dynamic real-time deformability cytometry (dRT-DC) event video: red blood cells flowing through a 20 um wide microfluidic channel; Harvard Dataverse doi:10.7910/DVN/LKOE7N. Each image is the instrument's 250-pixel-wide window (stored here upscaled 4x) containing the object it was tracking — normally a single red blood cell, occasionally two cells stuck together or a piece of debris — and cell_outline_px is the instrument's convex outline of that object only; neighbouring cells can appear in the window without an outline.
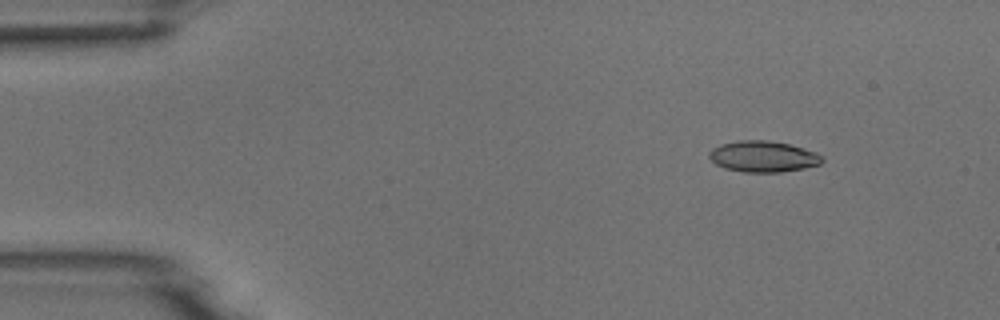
{"species": "common noctule bat (a hibernating species)", "species_latin": "Nyctalus noctula", "temperature_condition": "room temperature", "stored_images_in_passage": 5, "camera_frame_rate_fps": 3000, "um_per_image_px": 0.085, "animal": {"sex": "male", "body_mass_g": 18.8}, "frame": {"image": 1, "passage_image": 2, "time_ms": 2.0, "image_size_px": [1000, 320], "cell_outline_px": [[824, 160], [820, 164], [804, 168], [780, 172], [744, 172], [724, 168], [716, 164], [708, 156], [708, 152], [712, 148], [720, 144], [740, 140], [768, 140], [788, 144], [816, 152], [824, 156]], "centroid_in_image_um": [64.86, 13.3], "position_along_channel_um": 20.1, "area_um2": 20.52}}
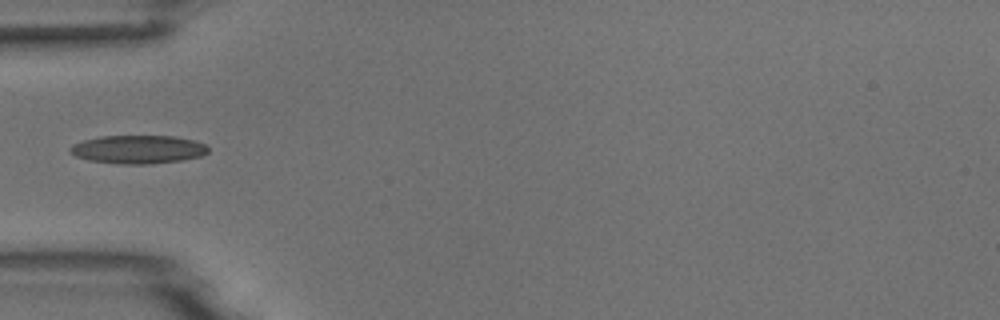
{"frame": {"image": 2, "passage_image": 5, "time_ms": 5.667, "image_size_px": [1000, 320], "cell_outline_px": [[208, 152], [200, 156], [180, 160], [152, 164], [120, 164], [88, 160], [76, 156], [68, 152], [68, 148], [72, 144], [84, 140], [100, 136], [172, 136], [192, 140], [204, 144], [208, 148]], "centroid_in_image_um": [11.68, 12.7], "position_along_channel_um": 73.3, "area_um2": 22.77}}